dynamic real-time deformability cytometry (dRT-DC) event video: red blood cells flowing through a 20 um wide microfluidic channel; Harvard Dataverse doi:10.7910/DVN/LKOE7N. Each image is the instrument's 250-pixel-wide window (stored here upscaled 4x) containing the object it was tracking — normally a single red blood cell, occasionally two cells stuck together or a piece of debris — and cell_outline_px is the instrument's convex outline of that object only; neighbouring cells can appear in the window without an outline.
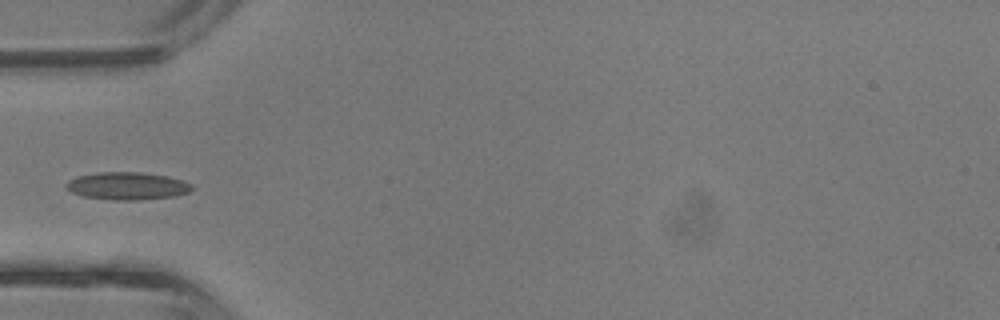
{"species": "common noctule bat (a hibernating species)", "species_latin": "Nyctalus noctula", "temperature_condition": "room temperature", "stored_images_in_passage": 3, "camera_frame_rate_fps": 3000, "um_per_image_px": 0.085, "animal": {"sex": "male", "body_mass_g": 13.3}, "frame": {"image": 1, "passage_image": 3, "time_ms": 0.667, "image_size_px": [1000, 320], "cell_outline_px": [[192, 188], [188, 192], [176, 196], [140, 200], [112, 200], [84, 196], [72, 192], [64, 184], [68, 180], [76, 176], [100, 172], [140, 172], [168, 176], [184, 180], [192, 184]], "centroid_in_image_um": [10.83, 15.8], "position_along_channel_um": 74.2, "area_um2": 20.29}}